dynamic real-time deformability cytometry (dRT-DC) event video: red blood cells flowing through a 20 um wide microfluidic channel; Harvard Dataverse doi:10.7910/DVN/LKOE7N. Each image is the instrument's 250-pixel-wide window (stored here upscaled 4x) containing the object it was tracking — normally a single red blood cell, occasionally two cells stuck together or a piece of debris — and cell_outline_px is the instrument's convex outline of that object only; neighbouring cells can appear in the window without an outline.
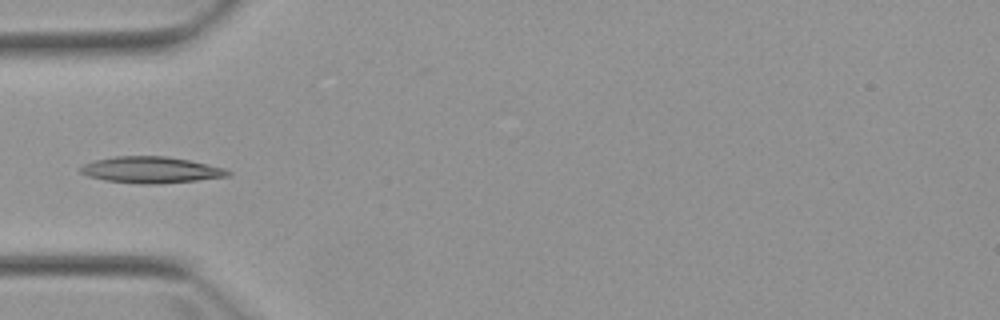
{"species": "Egyptian fruit bat (a non-hibernating species)", "species_latin": "Rousettus aegyptiacus", "temperature_condition": "warm", "stored_images_in_passage": 4, "camera_frame_rate_fps": 3000, "um_per_image_px": 0.085, "animal": {"sex": "female"}, "frame": {"image": 1, "passage_image": 4, "time_ms": 5.0, "image_size_px": [1000, 320], "cell_outline_px": [[232, 176], [196, 180], [156, 184], [140, 184], [104, 180], [88, 176], [80, 172], [80, 168], [84, 164], [96, 160], [116, 156], [164, 156], [188, 160], [224, 168], [232, 172]], "centroid_in_image_um": [12.85, 14.44], "position_along_channel_um": 72.2, "area_um2": 22.48}}